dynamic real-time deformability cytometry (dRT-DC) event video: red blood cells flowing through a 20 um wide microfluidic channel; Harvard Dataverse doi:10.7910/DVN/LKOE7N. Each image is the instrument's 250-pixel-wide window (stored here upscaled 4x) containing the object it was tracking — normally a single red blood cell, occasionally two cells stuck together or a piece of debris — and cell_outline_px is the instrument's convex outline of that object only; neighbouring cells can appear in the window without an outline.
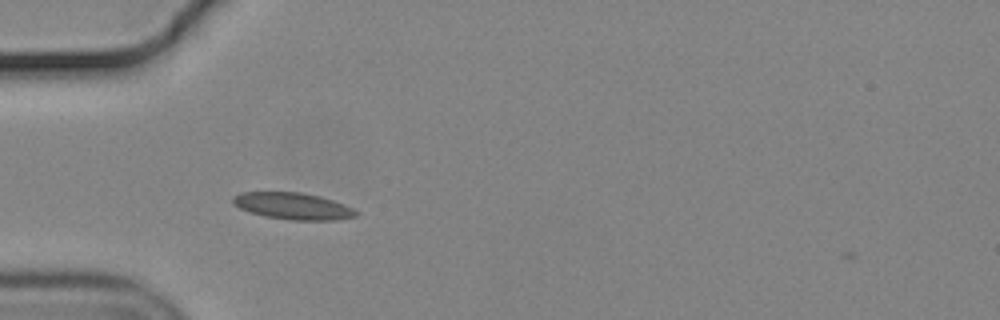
{"species": "common noctule bat (a hibernating species)", "species_latin": "Nyctalus noctula", "temperature_condition": "cold", "stored_images_in_passage": 41, "camera_frame_rate_fps": 3000, "um_per_image_px": 0.085, "animal": {"sex": "male", "body_mass_g": 19.2, "forearm_length_mm": 51.8}, "frame": {"image": 1, "passage_image": 2, "time_ms": 0.333, "image_size_px": [1000, 320], "cell_outline_px": [[360, 212], [356, 216], [336, 220], [292, 220], [264, 216], [240, 208], [232, 204], [232, 196], [240, 192], [300, 192], [320, 196], [344, 204]], "centroid_in_image_um": [24.89, 17.51], "position_along_channel_um": 60.1, "area_um2": 19.19}}
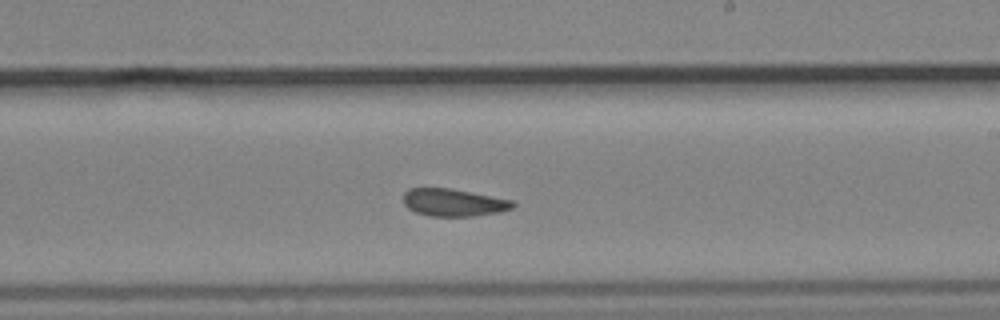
{"frame": {"image": 2, "passage_image": 18, "time_ms": 5.667, "image_size_px": [1000, 320], "cell_outline_px": [[516, 204], [512, 208], [500, 212], [472, 216], [428, 216], [416, 212], [408, 208], [404, 204], [404, 192], [408, 188], [448, 188], [512, 200]], "centroid_in_image_um": [38.53, 17.22], "position_along_channel_um": 250.5, "area_um2": 17.4}}
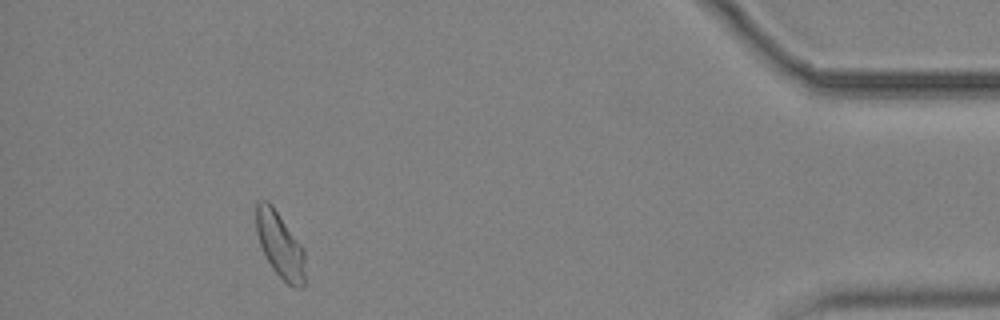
{"frame": {"image": 3, "passage_image": 36, "time_ms": 11.667, "image_size_px": [1000, 320], "cell_outline_px": [[304, 284], [300, 288], [292, 288], [272, 268], [260, 244], [256, 232], [256, 204], [260, 200], [268, 200], [272, 204], [304, 248]], "centroid_in_image_um": [23.8, 20.8], "position_along_channel_um": 411.4, "area_um2": 18.67}, "authors_computed_cell_mechanics": {"area_um2": 18.207, "velocity_mm_per_s": 3.6507, "shape_relaxation_time_tau1_ms": null, "shape_relaxation_time_tau2_ms": 3.3047, "deformation_change_tau1": null, "deformation_change_tau2": 0.0527}}